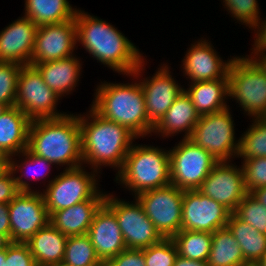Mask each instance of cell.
Wrapping results in <instances>:
<instances>
[{
	"label": "cell",
	"instance_id": "obj_1",
	"mask_svg": "<svg viewBox=\"0 0 266 266\" xmlns=\"http://www.w3.org/2000/svg\"><path fill=\"white\" fill-rule=\"evenodd\" d=\"M74 19L77 44H82L97 62L136 80L142 76L146 58L115 26L81 9Z\"/></svg>",
	"mask_w": 266,
	"mask_h": 266
},
{
	"label": "cell",
	"instance_id": "obj_2",
	"mask_svg": "<svg viewBox=\"0 0 266 266\" xmlns=\"http://www.w3.org/2000/svg\"><path fill=\"white\" fill-rule=\"evenodd\" d=\"M88 113L78 114L83 164L96 171L104 165L119 171L138 137L127 127L104 119L92 108Z\"/></svg>",
	"mask_w": 266,
	"mask_h": 266
},
{
	"label": "cell",
	"instance_id": "obj_3",
	"mask_svg": "<svg viewBox=\"0 0 266 266\" xmlns=\"http://www.w3.org/2000/svg\"><path fill=\"white\" fill-rule=\"evenodd\" d=\"M27 149L64 169L82 166L78 114L32 120Z\"/></svg>",
	"mask_w": 266,
	"mask_h": 266
},
{
	"label": "cell",
	"instance_id": "obj_4",
	"mask_svg": "<svg viewBox=\"0 0 266 266\" xmlns=\"http://www.w3.org/2000/svg\"><path fill=\"white\" fill-rule=\"evenodd\" d=\"M91 108L104 119L127 127L138 138L152 135L154 125L148 120L145 98L139 81L133 83L101 82Z\"/></svg>",
	"mask_w": 266,
	"mask_h": 266
},
{
	"label": "cell",
	"instance_id": "obj_5",
	"mask_svg": "<svg viewBox=\"0 0 266 266\" xmlns=\"http://www.w3.org/2000/svg\"><path fill=\"white\" fill-rule=\"evenodd\" d=\"M116 183L134 193V197L147 190L171 184L169 150L134 143L122 168L115 174Z\"/></svg>",
	"mask_w": 266,
	"mask_h": 266
},
{
	"label": "cell",
	"instance_id": "obj_6",
	"mask_svg": "<svg viewBox=\"0 0 266 266\" xmlns=\"http://www.w3.org/2000/svg\"><path fill=\"white\" fill-rule=\"evenodd\" d=\"M228 97L236 100L244 114L266 116V74L248 56H235L228 72Z\"/></svg>",
	"mask_w": 266,
	"mask_h": 266
},
{
	"label": "cell",
	"instance_id": "obj_7",
	"mask_svg": "<svg viewBox=\"0 0 266 266\" xmlns=\"http://www.w3.org/2000/svg\"><path fill=\"white\" fill-rule=\"evenodd\" d=\"M95 173L98 175L101 172H86L84 166H79L64 169L59 175H54L46 189L41 192L49 216L53 212L93 198L100 191L97 186L99 177Z\"/></svg>",
	"mask_w": 266,
	"mask_h": 266
},
{
	"label": "cell",
	"instance_id": "obj_8",
	"mask_svg": "<svg viewBox=\"0 0 266 266\" xmlns=\"http://www.w3.org/2000/svg\"><path fill=\"white\" fill-rule=\"evenodd\" d=\"M234 120L230 107L200 116L191 139L218 161H231L238 157L240 139L235 137Z\"/></svg>",
	"mask_w": 266,
	"mask_h": 266
},
{
	"label": "cell",
	"instance_id": "obj_9",
	"mask_svg": "<svg viewBox=\"0 0 266 266\" xmlns=\"http://www.w3.org/2000/svg\"><path fill=\"white\" fill-rule=\"evenodd\" d=\"M175 145L169 150L171 184L196 190L219 161L189 138Z\"/></svg>",
	"mask_w": 266,
	"mask_h": 266
},
{
	"label": "cell",
	"instance_id": "obj_10",
	"mask_svg": "<svg viewBox=\"0 0 266 266\" xmlns=\"http://www.w3.org/2000/svg\"><path fill=\"white\" fill-rule=\"evenodd\" d=\"M62 99L43 81L40 72L33 65H24L18 76L16 103L31 120L58 118L67 115L57 110Z\"/></svg>",
	"mask_w": 266,
	"mask_h": 266
},
{
	"label": "cell",
	"instance_id": "obj_11",
	"mask_svg": "<svg viewBox=\"0 0 266 266\" xmlns=\"http://www.w3.org/2000/svg\"><path fill=\"white\" fill-rule=\"evenodd\" d=\"M183 193L169 184L135 196L163 238H173L181 230Z\"/></svg>",
	"mask_w": 266,
	"mask_h": 266
},
{
	"label": "cell",
	"instance_id": "obj_12",
	"mask_svg": "<svg viewBox=\"0 0 266 266\" xmlns=\"http://www.w3.org/2000/svg\"><path fill=\"white\" fill-rule=\"evenodd\" d=\"M104 203L116 215L127 249H143L163 239L136 198L130 203L109 193Z\"/></svg>",
	"mask_w": 266,
	"mask_h": 266
},
{
	"label": "cell",
	"instance_id": "obj_13",
	"mask_svg": "<svg viewBox=\"0 0 266 266\" xmlns=\"http://www.w3.org/2000/svg\"><path fill=\"white\" fill-rule=\"evenodd\" d=\"M8 206L11 242L26 243L50 221L43 195L38 190L20 191Z\"/></svg>",
	"mask_w": 266,
	"mask_h": 266
},
{
	"label": "cell",
	"instance_id": "obj_14",
	"mask_svg": "<svg viewBox=\"0 0 266 266\" xmlns=\"http://www.w3.org/2000/svg\"><path fill=\"white\" fill-rule=\"evenodd\" d=\"M231 212L197 189L184 190L181 230L213 233L227 226Z\"/></svg>",
	"mask_w": 266,
	"mask_h": 266
},
{
	"label": "cell",
	"instance_id": "obj_15",
	"mask_svg": "<svg viewBox=\"0 0 266 266\" xmlns=\"http://www.w3.org/2000/svg\"><path fill=\"white\" fill-rule=\"evenodd\" d=\"M230 162L219 161L197 190L233 213L248 192L242 166Z\"/></svg>",
	"mask_w": 266,
	"mask_h": 266
},
{
	"label": "cell",
	"instance_id": "obj_16",
	"mask_svg": "<svg viewBox=\"0 0 266 266\" xmlns=\"http://www.w3.org/2000/svg\"><path fill=\"white\" fill-rule=\"evenodd\" d=\"M77 44L75 19L38 26L31 63H43L70 57Z\"/></svg>",
	"mask_w": 266,
	"mask_h": 266
},
{
	"label": "cell",
	"instance_id": "obj_17",
	"mask_svg": "<svg viewBox=\"0 0 266 266\" xmlns=\"http://www.w3.org/2000/svg\"><path fill=\"white\" fill-rule=\"evenodd\" d=\"M169 69L165 63L161 64L151 78L149 76L139 81L145 98L146 114L154 126L185 89L176 82Z\"/></svg>",
	"mask_w": 266,
	"mask_h": 266
},
{
	"label": "cell",
	"instance_id": "obj_18",
	"mask_svg": "<svg viewBox=\"0 0 266 266\" xmlns=\"http://www.w3.org/2000/svg\"><path fill=\"white\" fill-rule=\"evenodd\" d=\"M193 44L182 60L183 73L191 80L190 83L228 78L234 56L223 61L206 39H200Z\"/></svg>",
	"mask_w": 266,
	"mask_h": 266
},
{
	"label": "cell",
	"instance_id": "obj_19",
	"mask_svg": "<svg viewBox=\"0 0 266 266\" xmlns=\"http://www.w3.org/2000/svg\"><path fill=\"white\" fill-rule=\"evenodd\" d=\"M38 26L22 16L0 32V62L30 65Z\"/></svg>",
	"mask_w": 266,
	"mask_h": 266
},
{
	"label": "cell",
	"instance_id": "obj_20",
	"mask_svg": "<svg viewBox=\"0 0 266 266\" xmlns=\"http://www.w3.org/2000/svg\"><path fill=\"white\" fill-rule=\"evenodd\" d=\"M88 235L103 263L127 249L116 215L105 203L96 211Z\"/></svg>",
	"mask_w": 266,
	"mask_h": 266
},
{
	"label": "cell",
	"instance_id": "obj_21",
	"mask_svg": "<svg viewBox=\"0 0 266 266\" xmlns=\"http://www.w3.org/2000/svg\"><path fill=\"white\" fill-rule=\"evenodd\" d=\"M106 194L99 191L89 200L53 212L49 222L67 237L88 234L93 217L104 203Z\"/></svg>",
	"mask_w": 266,
	"mask_h": 266
},
{
	"label": "cell",
	"instance_id": "obj_22",
	"mask_svg": "<svg viewBox=\"0 0 266 266\" xmlns=\"http://www.w3.org/2000/svg\"><path fill=\"white\" fill-rule=\"evenodd\" d=\"M80 60L76 55H72L56 61L31 63L30 65L40 72L44 83L51 90L63 97L72 93L80 81L82 71Z\"/></svg>",
	"mask_w": 266,
	"mask_h": 266
},
{
	"label": "cell",
	"instance_id": "obj_23",
	"mask_svg": "<svg viewBox=\"0 0 266 266\" xmlns=\"http://www.w3.org/2000/svg\"><path fill=\"white\" fill-rule=\"evenodd\" d=\"M199 118L191 98L183 91L154 126L152 133L165 138L184 132L183 138H190Z\"/></svg>",
	"mask_w": 266,
	"mask_h": 266
},
{
	"label": "cell",
	"instance_id": "obj_24",
	"mask_svg": "<svg viewBox=\"0 0 266 266\" xmlns=\"http://www.w3.org/2000/svg\"><path fill=\"white\" fill-rule=\"evenodd\" d=\"M67 236L50 222L38 230L27 242L37 266L61 265L66 248Z\"/></svg>",
	"mask_w": 266,
	"mask_h": 266
},
{
	"label": "cell",
	"instance_id": "obj_25",
	"mask_svg": "<svg viewBox=\"0 0 266 266\" xmlns=\"http://www.w3.org/2000/svg\"><path fill=\"white\" fill-rule=\"evenodd\" d=\"M184 89L195 107L196 112L202 116L222 111L229 107L228 78L193 82Z\"/></svg>",
	"mask_w": 266,
	"mask_h": 266
},
{
	"label": "cell",
	"instance_id": "obj_26",
	"mask_svg": "<svg viewBox=\"0 0 266 266\" xmlns=\"http://www.w3.org/2000/svg\"><path fill=\"white\" fill-rule=\"evenodd\" d=\"M31 121L20 108L8 107L0 115V147L11 156L25 150Z\"/></svg>",
	"mask_w": 266,
	"mask_h": 266
},
{
	"label": "cell",
	"instance_id": "obj_27",
	"mask_svg": "<svg viewBox=\"0 0 266 266\" xmlns=\"http://www.w3.org/2000/svg\"><path fill=\"white\" fill-rule=\"evenodd\" d=\"M227 227L238 242L245 263L247 265L258 264L266 255V234L244 223L233 213L229 216Z\"/></svg>",
	"mask_w": 266,
	"mask_h": 266
},
{
	"label": "cell",
	"instance_id": "obj_28",
	"mask_svg": "<svg viewBox=\"0 0 266 266\" xmlns=\"http://www.w3.org/2000/svg\"><path fill=\"white\" fill-rule=\"evenodd\" d=\"M24 16L37 26L62 23L75 18L77 8L68 0H24Z\"/></svg>",
	"mask_w": 266,
	"mask_h": 266
},
{
	"label": "cell",
	"instance_id": "obj_29",
	"mask_svg": "<svg viewBox=\"0 0 266 266\" xmlns=\"http://www.w3.org/2000/svg\"><path fill=\"white\" fill-rule=\"evenodd\" d=\"M208 266H246L241 248L226 226L212 233Z\"/></svg>",
	"mask_w": 266,
	"mask_h": 266
},
{
	"label": "cell",
	"instance_id": "obj_30",
	"mask_svg": "<svg viewBox=\"0 0 266 266\" xmlns=\"http://www.w3.org/2000/svg\"><path fill=\"white\" fill-rule=\"evenodd\" d=\"M16 156H22L24 159H21V163L20 160H16V158L14 159V157ZM11 156V162H10V168L9 170L12 172L14 179L16 181V186L17 189L19 191H34L31 189V184H29L28 182L30 181H26L23 180L22 178L25 176L24 179H28V180H38V179H43L45 176H49V171L52 168V166L54 165L52 162L46 160L45 158L36 156L35 154L31 153L27 148L25 150H23L20 153H17L16 155ZM18 163V164H17ZM52 165V166H51ZM38 167V168H37ZM24 169H26L25 171H23ZM45 169V170H44ZM41 170V171H40ZM44 170V171H43ZM19 171L21 172L19 176H16V173H19ZM48 171V172H47ZM46 172V173H45ZM30 178V175H32V178H28V176Z\"/></svg>",
	"mask_w": 266,
	"mask_h": 266
},
{
	"label": "cell",
	"instance_id": "obj_31",
	"mask_svg": "<svg viewBox=\"0 0 266 266\" xmlns=\"http://www.w3.org/2000/svg\"><path fill=\"white\" fill-rule=\"evenodd\" d=\"M172 239L177 246L178 255L191 260H208L212 233L180 230Z\"/></svg>",
	"mask_w": 266,
	"mask_h": 266
},
{
	"label": "cell",
	"instance_id": "obj_32",
	"mask_svg": "<svg viewBox=\"0 0 266 266\" xmlns=\"http://www.w3.org/2000/svg\"><path fill=\"white\" fill-rule=\"evenodd\" d=\"M101 263L88 234L67 237L61 266H97Z\"/></svg>",
	"mask_w": 266,
	"mask_h": 266
},
{
	"label": "cell",
	"instance_id": "obj_33",
	"mask_svg": "<svg viewBox=\"0 0 266 266\" xmlns=\"http://www.w3.org/2000/svg\"><path fill=\"white\" fill-rule=\"evenodd\" d=\"M252 125L240 136L237 158L266 157V118H252Z\"/></svg>",
	"mask_w": 266,
	"mask_h": 266
},
{
	"label": "cell",
	"instance_id": "obj_34",
	"mask_svg": "<svg viewBox=\"0 0 266 266\" xmlns=\"http://www.w3.org/2000/svg\"><path fill=\"white\" fill-rule=\"evenodd\" d=\"M233 214L244 223L252 225L260 233L266 234V207L251 193H247Z\"/></svg>",
	"mask_w": 266,
	"mask_h": 266
},
{
	"label": "cell",
	"instance_id": "obj_35",
	"mask_svg": "<svg viewBox=\"0 0 266 266\" xmlns=\"http://www.w3.org/2000/svg\"><path fill=\"white\" fill-rule=\"evenodd\" d=\"M146 266H174L178 250L172 238H163L160 242L143 248Z\"/></svg>",
	"mask_w": 266,
	"mask_h": 266
},
{
	"label": "cell",
	"instance_id": "obj_36",
	"mask_svg": "<svg viewBox=\"0 0 266 266\" xmlns=\"http://www.w3.org/2000/svg\"><path fill=\"white\" fill-rule=\"evenodd\" d=\"M22 65L0 62V103L15 106L18 76Z\"/></svg>",
	"mask_w": 266,
	"mask_h": 266
},
{
	"label": "cell",
	"instance_id": "obj_37",
	"mask_svg": "<svg viewBox=\"0 0 266 266\" xmlns=\"http://www.w3.org/2000/svg\"><path fill=\"white\" fill-rule=\"evenodd\" d=\"M223 3L228 14L250 29L261 19L257 0H223Z\"/></svg>",
	"mask_w": 266,
	"mask_h": 266
},
{
	"label": "cell",
	"instance_id": "obj_38",
	"mask_svg": "<svg viewBox=\"0 0 266 266\" xmlns=\"http://www.w3.org/2000/svg\"><path fill=\"white\" fill-rule=\"evenodd\" d=\"M241 163L247 192L251 193L259 187L266 186V157L244 159Z\"/></svg>",
	"mask_w": 266,
	"mask_h": 266
},
{
	"label": "cell",
	"instance_id": "obj_39",
	"mask_svg": "<svg viewBox=\"0 0 266 266\" xmlns=\"http://www.w3.org/2000/svg\"><path fill=\"white\" fill-rule=\"evenodd\" d=\"M1 266H37L26 243L11 242L1 250Z\"/></svg>",
	"mask_w": 266,
	"mask_h": 266
},
{
	"label": "cell",
	"instance_id": "obj_40",
	"mask_svg": "<svg viewBox=\"0 0 266 266\" xmlns=\"http://www.w3.org/2000/svg\"><path fill=\"white\" fill-rule=\"evenodd\" d=\"M107 266H146L143 249H125L111 258Z\"/></svg>",
	"mask_w": 266,
	"mask_h": 266
},
{
	"label": "cell",
	"instance_id": "obj_41",
	"mask_svg": "<svg viewBox=\"0 0 266 266\" xmlns=\"http://www.w3.org/2000/svg\"><path fill=\"white\" fill-rule=\"evenodd\" d=\"M19 192L10 170L0 176V204H9Z\"/></svg>",
	"mask_w": 266,
	"mask_h": 266
},
{
	"label": "cell",
	"instance_id": "obj_42",
	"mask_svg": "<svg viewBox=\"0 0 266 266\" xmlns=\"http://www.w3.org/2000/svg\"><path fill=\"white\" fill-rule=\"evenodd\" d=\"M252 30L256 34L253 44L254 47L251 49L253 52L251 53H266V18L264 21L261 18Z\"/></svg>",
	"mask_w": 266,
	"mask_h": 266
},
{
	"label": "cell",
	"instance_id": "obj_43",
	"mask_svg": "<svg viewBox=\"0 0 266 266\" xmlns=\"http://www.w3.org/2000/svg\"><path fill=\"white\" fill-rule=\"evenodd\" d=\"M10 217L8 204H0V234L10 239Z\"/></svg>",
	"mask_w": 266,
	"mask_h": 266
},
{
	"label": "cell",
	"instance_id": "obj_44",
	"mask_svg": "<svg viewBox=\"0 0 266 266\" xmlns=\"http://www.w3.org/2000/svg\"><path fill=\"white\" fill-rule=\"evenodd\" d=\"M174 266H208L207 261H198L177 256Z\"/></svg>",
	"mask_w": 266,
	"mask_h": 266
},
{
	"label": "cell",
	"instance_id": "obj_45",
	"mask_svg": "<svg viewBox=\"0 0 266 266\" xmlns=\"http://www.w3.org/2000/svg\"><path fill=\"white\" fill-rule=\"evenodd\" d=\"M246 56L251 58L266 74V53H251L250 55Z\"/></svg>",
	"mask_w": 266,
	"mask_h": 266
},
{
	"label": "cell",
	"instance_id": "obj_46",
	"mask_svg": "<svg viewBox=\"0 0 266 266\" xmlns=\"http://www.w3.org/2000/svg\"><path fill=\"white\" fill-rule=\"evenodd\" d=\"M251 194L266 207V186L253 190Z\"/></svg>",
	"mask_w": 266,
	"mask_h": 266
},
{
	"label": "cell",
	"instance_id": "obj_47",
	"mask_svg": "<svg viewBox=\"0 0 266 266\" xmlns=\"http://www.w3.org/2000/svg\"><path fill=\"white\" fill-rule=\"evenodd\" d=\"M10 243L11 241L6 235L0 234V251L6 249Z\"/></svg>",
	"mask_w": 266,
	"mask_h": 266
},
{
	"label": "cell",
	"instance_id": "obj_48",
	"mask_svg": "<svg viewBox=\"0 0 266 266\" xmlns=\"http://www.w3.org/2000/svg\"><path fill=\"white\" fill-rule=\"evenodd\" d=\"M0 162H11V155L0 147Z\"/></svg>",
	"mask_w": 266,
	"mask_h": 266
},
{
	"label": "cell",
	"instance_id": "obj_49",
	"mask_svg": "<svg viewBox=\"0 0 266 266\" xmlns=\"http://www.w3.org/2000/svg\"><path fill=\"white\" fill-rule=\"evenodd\" d=\"M10 168V162H0V176L6 173Z\"/></svg>",
	"mask_w": 266,
	"mask_h": 266
},
{
	"label": "cell",
	"instance_id": "obj_50",
	"mask_svg": "<svg viewBox=\"0 0 266 266\" xmlns=\"http://www.w3.org/2000/svg\"><path fill=\"white\" fill-rule=\"evenodd\" d=\"M8 107L3 103H0V115L7 109Z\"/></svg>",
	"mask_w": 266,
	"mask_h": 266
},
{
	"label": "cell",
	"instance_id": "obj_51",
	"mask_svg": "<svg viewBox=\"0 0 266 266\" xmlns=\"http://www.w3.org/2000/svg\"><path fill=\"white\" fill-rule=\"evenodd\" d=\"M259 266H266V255L262 258V260L258 263Z\"/></svg>",
	"mask_w": 266,
	"mask_h": 266
},
{
	"label": "cell",
	"instance_id": "obj_52",
	"mask_svg": "<svg viewBox=\"0 0 266 266\" xmlns=\"http://www.w3.org/2000/svg\"><path fill=\"white\" fill-rule=\"evenodd\" d=\"M97 266H107V265H106V263H103V262H102L101 264H99V265H97Z\"/></svg>",
	"mask_w": 266,
	"mask_h": 266
},
{
	"label": "cell",
	"instance_id": "obj_53",
	"mask_svg": "<svg viewBox=\"0 0 266 266\" xmlns=\"http://www.w3.org/2000/svg\"><path fill=\"white\" fill-rule=\"evenodd\" d=\"M246 266H259L258 264H249V265H246Z\"/></svg>",
	"mask_w": 266,
	"mask_h": 266
}]
</instances>
